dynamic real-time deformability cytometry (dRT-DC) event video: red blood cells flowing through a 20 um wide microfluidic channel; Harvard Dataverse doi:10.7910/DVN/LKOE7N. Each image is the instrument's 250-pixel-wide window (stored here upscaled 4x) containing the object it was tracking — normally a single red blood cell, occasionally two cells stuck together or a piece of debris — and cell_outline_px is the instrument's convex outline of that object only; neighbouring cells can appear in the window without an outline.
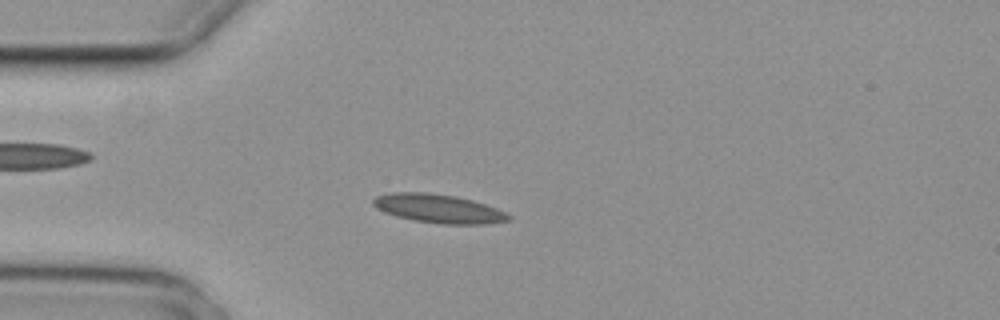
{"species": "common noctule bat (a hibernating species)", "species_latin": "Nyctalus noctula", "temperature_condition": "cold", "stored_images_in_passage": 4, "camera_frame_rate_fps": 3000, "um_per_image_px": 0.085, "animal": {"sex": "female", "body_mass_g": 29.2, "forearm_length_mm": 56.3}, "frame": {"image": 1, "passage_image": 4, "time_ms": 1.0, "image_size_px": [1000, 320], "cell_outline_px": [[512, 220], [488, 224], [440, 224], [412, 220], [396, 216], [384, 212], [376, 208], [372, 204], [372, 200], [376, 196], [392, 192], [424, 192], [456, 196], [472, 200], [496, 208], [512, 216]], "centroid_in_image_um": [37.27, 17.74], "position_along_channel_um": 47.7, "area_um2": 22.77}}